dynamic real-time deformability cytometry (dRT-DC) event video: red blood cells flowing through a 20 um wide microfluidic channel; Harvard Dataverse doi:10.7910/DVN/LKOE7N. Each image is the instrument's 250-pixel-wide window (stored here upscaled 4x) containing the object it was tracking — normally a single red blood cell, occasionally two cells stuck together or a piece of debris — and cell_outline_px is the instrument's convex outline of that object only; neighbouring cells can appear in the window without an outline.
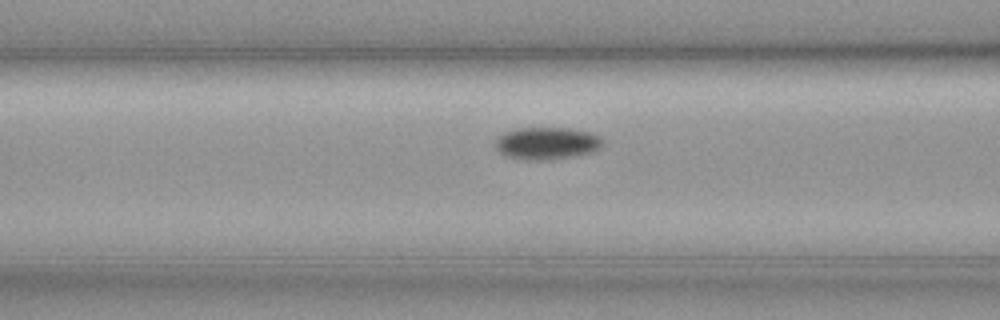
{"species": "common noctule bat (a hibernating species)", "species_latin": "Nyctalus noctula", "temperature_condition": "cold", "stored_images_in_passage": 16, "camera_frame_rate_fps": 3000, "um_per_image_px": 0.085, "animal": {"sex": "female", "body_mass_g": 19.3, "forearm_length_mm": 54.1}, "frame": {"image": 1, "passage_image": 14, "time_ms": 4.333, "image_size_px": [1000, 320], "cell_outline_px": [[604, 144], [600, 148], [592, 152], [572, 156], [544, 160], [524, 160], [508, 156], [500, 152], [496, 148], [496, 140], [504, 132], [516, 128], [568, 128], [588, 132], [600, 136], [604, 140]], "centroid_in_image_um": [46.5, 12.17], "position_along_channel_um": 120.1, "area_um2": 20.11}}